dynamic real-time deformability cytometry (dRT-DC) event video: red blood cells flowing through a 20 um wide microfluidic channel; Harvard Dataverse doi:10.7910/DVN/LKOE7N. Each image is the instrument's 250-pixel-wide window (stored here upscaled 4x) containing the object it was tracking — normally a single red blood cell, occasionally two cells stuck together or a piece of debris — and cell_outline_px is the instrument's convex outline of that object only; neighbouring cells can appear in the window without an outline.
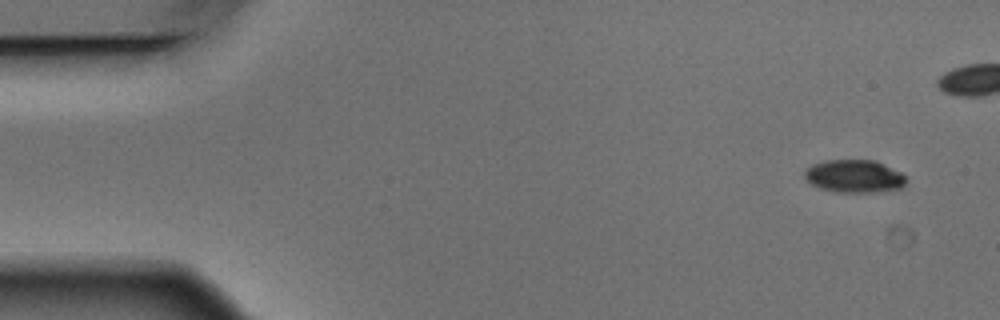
{"species": "Egyptian fruit bat (a non-hibernating species)", "species_latin": "Rousettus aegyptiacus", "temperature_condition": "warm", "stored_images_in_passage": 6, "camera_frame_rate_fps": 3000, "um_per_image_px": 0.085, "animal": {"sex": "male"}, "frame": {"image": 1, "passage_image": 1, "time_ms": 0.0, "image_size_px": [1000, 320], "cell_outline_px": [[904, 184], [900, 188], [872, 192], [836, 192], [820, 188], [812, 184], [804, 176], [804, 172], [812, 164], [824, 160], [876, 160], [900, 172], [904, 176]], "centroid_in_image_um": [72.58, 14.97], "position_along_channel_um": 12.4, "area_um2": 19.19}}
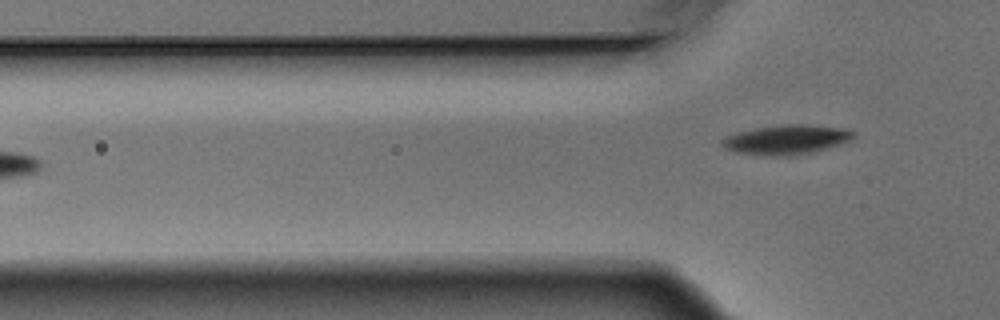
{"frame": {"image": 2, "passage_image": 6, "time_ms": 1.667, "image_size_px": [1000, 320], "cell_outline_px": [[856, 136], [852, 140], [812, 152], [788, 156], [764, 156], [736, 152], [720, 144], [720, 140], [728, 136], [740, 132], [756, 128], [784, 124], [804, 124], [844, 128], [856, 132]], "centroid_in_image_um": [66.88, 11.87], "position_along_channel_um": 58.9, "area_um2": 22.48}}